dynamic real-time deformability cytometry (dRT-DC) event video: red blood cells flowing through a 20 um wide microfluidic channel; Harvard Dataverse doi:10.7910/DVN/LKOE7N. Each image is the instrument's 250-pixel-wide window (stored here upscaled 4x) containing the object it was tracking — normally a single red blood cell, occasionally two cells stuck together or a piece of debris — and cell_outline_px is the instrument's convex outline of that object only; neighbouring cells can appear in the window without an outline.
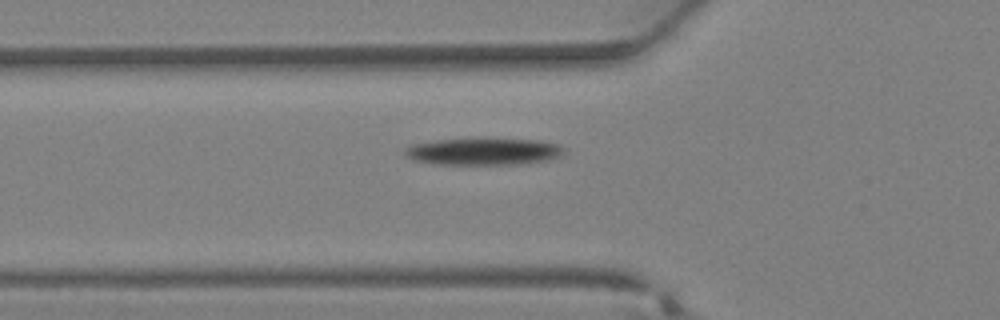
{"species": "Egyptian fruit bat (a non-hibernating species)", "species_latin": "Rousettus aegyptiacus", "temperature_condition": "warm", "stored_images_in_passage": 30, "segment_of_instrument_passage": [1, 2], "camera_frame_rate_fps": 3000, "um_per_image_px": 0.085, "animal": {"sex": "female"}, "frame": {"image": 1, "passage_image": 9, "time_ms": 2.667, "image_size_px": [1000, 320], "cell_outline_px": [[564, 152], [560, 156], [548, 160], [520, 164], [432, 164], [412, 160], [404, 156], [404, 148], [412, 144], [436, 140], [540, 140], [560, 144]], "centroid_in_image_um": [41.05, 12.9], "position_along_channel_um": 84.7, "area_um2": 24.68}}
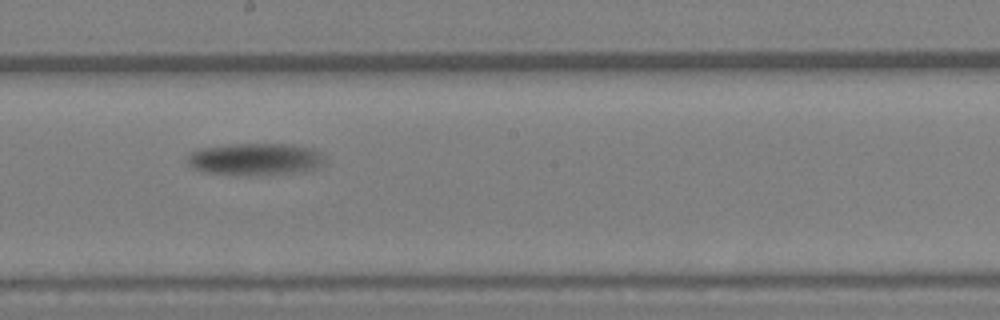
{"frame": {"image": 2, "passage_image": 18, "time_ms": 5.667, "image_size_px": [1000, 320], "cell_outline_px": [[328, 164], [316, 168], [292, 172], [252, 176], [248, 176], [204, 172], [192, 168], [188, 164], [188, 156], [192, 152], [200, 148], [236, 144], [292, 144], [312, 148], [320, 152]], "centroid_in_image_um": [21.72, 13.54], "position_along_channel_um": 226.5, "area_um2": 25.84}}
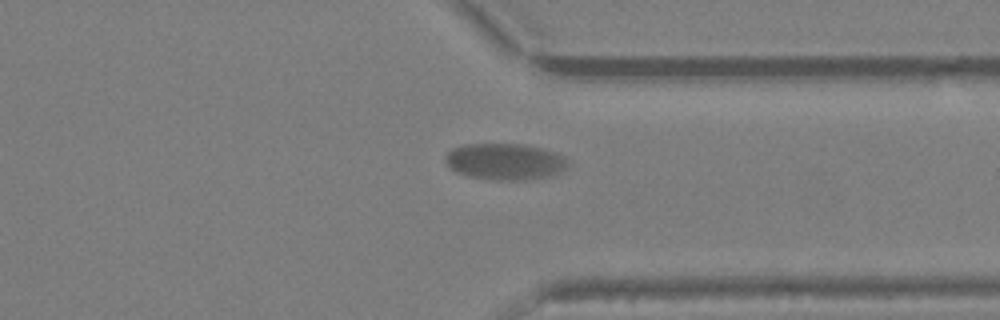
{"frame": {"image": 3, "passage_image": 27, "time_ms": 8.667, "image_size_px": [1000, 320], "cell_outline_px": [[568, 168], [564, 172], [552, 176], [528, 180], [496, 180], [468, 176], [456, 172], [448, 164], [444, 156], [452, 148], [464, 144], [524, 144], [540, 148], [564, 156], [568, 160]], "centroid_in_image_um": [42.97, 13.74], "position_along_channel_um": 368.4, "area_um2": 26.24}}